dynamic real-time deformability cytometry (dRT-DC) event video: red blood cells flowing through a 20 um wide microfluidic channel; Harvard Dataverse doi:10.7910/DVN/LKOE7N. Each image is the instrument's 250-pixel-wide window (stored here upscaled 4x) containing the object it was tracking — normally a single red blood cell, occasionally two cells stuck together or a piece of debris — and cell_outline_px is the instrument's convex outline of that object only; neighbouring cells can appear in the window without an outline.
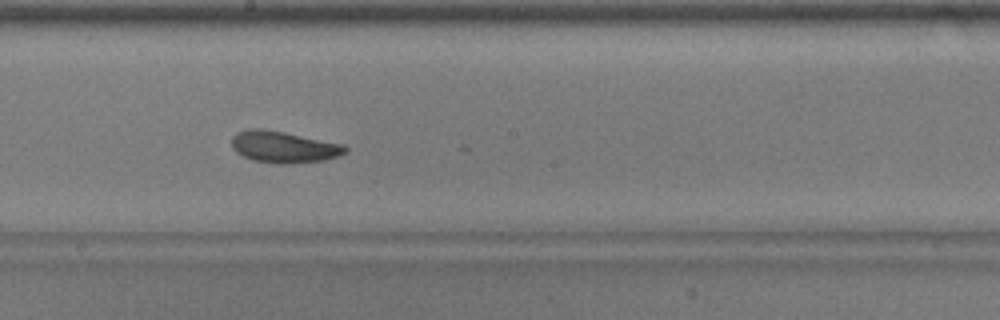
{"species": "common noctule bat (a hibernating species)", "species_latin": "Nyctalus noctula", "temperature_condition": "warm", "stored_images_in_passage": 30, "camera_frame_rate_fps": 3000, "um_per_image_px": 0.085, "animal": {"sex": "male", "body_mass_g": 17.9}, "frame": {"image": 1, "passage_image": 29, "time_ms": 9.333, "image_size_px": [1000, 320], "cell_outline_px": [[348, 152], [340, 156], [324, 160], [288, 164], [276, 164], [252, 160], [236, 152], [232, 148], [232, 136], [236, 132], [248, 128], [260, 128], [284, 132], [344, 144], [348, 148]], "centroid_in_image_um": [24.12, 12.49], "position_along_channel_um": 224.1, "area_um2": 21.15}}